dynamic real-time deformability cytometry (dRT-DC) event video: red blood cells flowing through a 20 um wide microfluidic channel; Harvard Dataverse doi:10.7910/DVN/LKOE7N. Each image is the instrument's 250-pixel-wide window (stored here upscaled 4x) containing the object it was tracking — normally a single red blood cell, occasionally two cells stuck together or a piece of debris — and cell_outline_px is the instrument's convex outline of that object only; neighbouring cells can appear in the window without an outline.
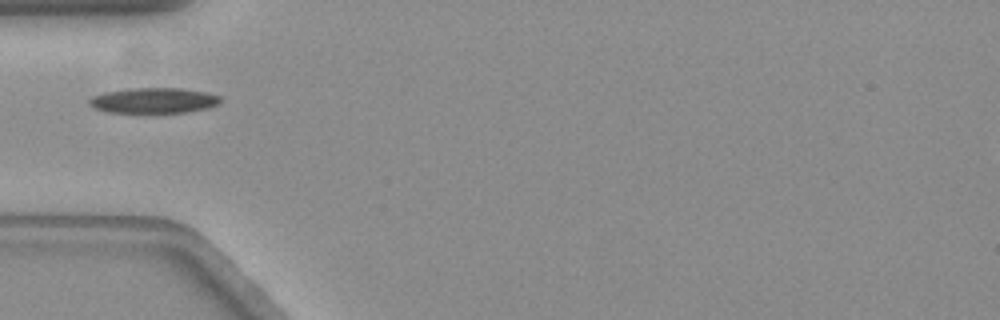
{"species": "common noctule bat (a hibernating species)", "species_latin": "Nyctalus noctula", "temperature_condition": "warm", "stored_images_in_passage": 24, "camera_frame_rate_fps": 3000, "um_per_image_px": 0.085, "animal": {"sex": "female", "body_mass_g": 19.3, "forearm_length_mm": 54.1}, "frame": {"image": 1, "passage_image": 1, "time_ms": 0.0, "image_size_px": [1000, 320], "cell_outline_px": [[220, 104], [208, 108], [188, 112], [108, 112], [92, 108], [88, 104], [88, 100], [92, 96], [108, 92], [128, 88], [180, 88], [208, 92], [220, 96]], "centroid_in_image_um": [13.08, 8.54], "position_along_channel_um": 71.9, "area_um2": 19.48}}